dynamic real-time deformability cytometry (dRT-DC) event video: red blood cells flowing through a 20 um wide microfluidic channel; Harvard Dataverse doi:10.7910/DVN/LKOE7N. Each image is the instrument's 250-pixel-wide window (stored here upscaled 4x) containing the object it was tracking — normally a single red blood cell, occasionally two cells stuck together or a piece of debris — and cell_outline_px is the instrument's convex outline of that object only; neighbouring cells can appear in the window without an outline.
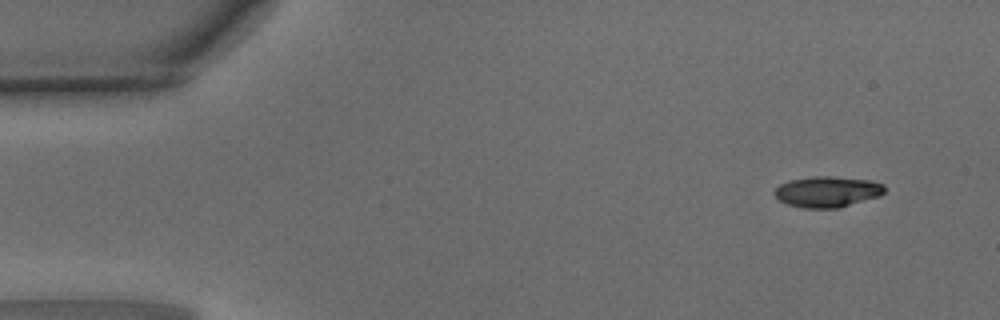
{"species": "common noctule bat (a hibernating species)", "species_latin": "Nyctalus noctula", "temperature_condition": "warm", "stored_images_in_passage": 45, "camera_frame_rate_fps": 3000, "um_per_image_px": 0.085, "animal": {"sex": "male", "body_mass_g": 15.6}, "frame": {"image": 1, "passage_image": 1, "time_ms": 0.0, "image_size_px": [1000, 320], "cell_outline_px": [[884, 192], [880, 196], [840, 208], [804, 208], [788, 204], [780, 200], [772, 192], [780, 184], [788, 180], [812, 176], [828, 176], [872, 180], [884, 184]], "centroid_in_image_um": [70.33, 16.29], "position_along_channel_um": 14.7, "area_um2": 19.94}}
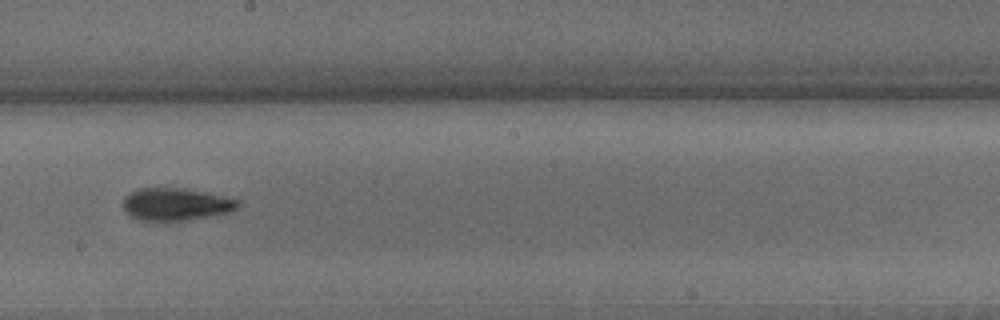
{"frame": {"image": 2, "passage_image": 24, "time_ms": 7.667, "image_size_px": [1000, 320], "cell_outline_px": [[240, 204], [236, 208], [228, 212], [216, 216], [160, 224], [140, 220], [128, 216], [124, 212], [120, 204], [124, 196], [128, 192], [140, 188], [184, 188], [204, 192], [240, 200]], "centroid_in_image_um": [14.85, 17.41], "position_along_channel_um": 233.4, "area_um2": 22.77}}
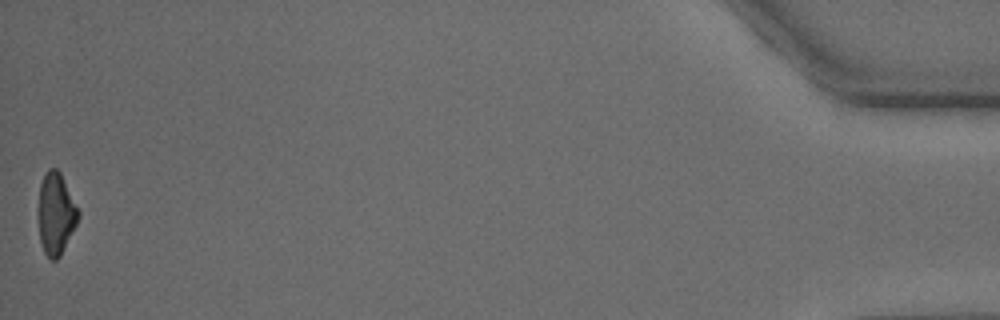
{"frame": {"image": 3, "passage_image": 45, "time_ms": 14.667, "image_size_px": [1000, 320], "cell_outline_px": [[80, 216], [60, 256], [56, 260], [52, 260], [44, 252], [40, 240], [40, 184], [44, 172], [48, 168], [56, 168], [60, 172], [80, 212]], "centroid_in_image_um": [4.77, 18.14], "position_along_channel_um": 430.4, "area_um2": 18.55}, "authors_computed_cell_mechanics": {"area_um2": 20.8658, "velocity_mm_per_s": 4.2103, "shape_relaxation_time_tau1_ms": 2.5478, "shape_relaxation_time_tau2_ms": 4.1521, "deformation_change_tau1": 0.1605, "deformation_change_tau2": 0.1368}}